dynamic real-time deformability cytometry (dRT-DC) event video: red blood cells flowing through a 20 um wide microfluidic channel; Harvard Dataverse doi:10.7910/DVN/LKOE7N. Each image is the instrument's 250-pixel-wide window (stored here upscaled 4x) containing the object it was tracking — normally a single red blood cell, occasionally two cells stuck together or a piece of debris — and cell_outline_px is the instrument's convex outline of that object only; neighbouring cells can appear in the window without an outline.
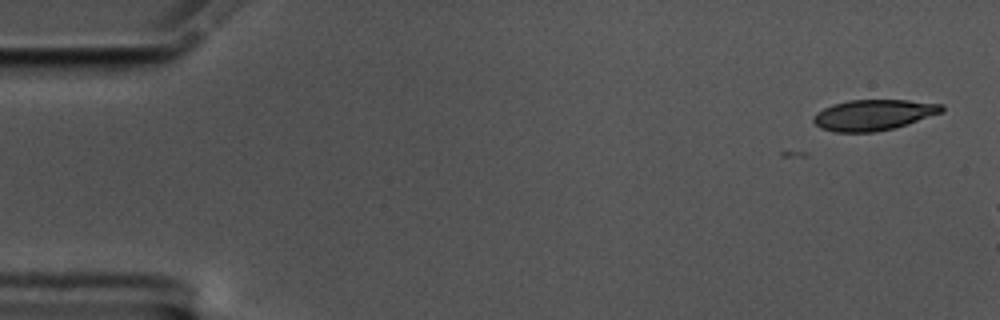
{"species": "common noctule bat (a hibernating species)", "species_latin": "Nyctalus noctula", "temperature_condition": "cold", "stored_images_in_passage": 3, "camera_frame_rate_fps": 3000, "um_per_image_px": 0.085, "animal": {"sex": "male", "body_mass_g": 17.5, "forearm_length_mm": 52.3}, "frame": {"image": 1, "passage_image": 3, "time_ms": 0.667, "image_size_px": [1000, 320], "cell_outline_px": [[944, 112], [892, 128], [876, 132], [836, 132], [820, 128], [812, 120], [812, 116], [816, 112], [832, 104], [848, 100], [908, 100], [944, 104]], "centroid_in_image_um": [74.23, 9.76], "position_along_channel_um": 10.8, "area_um2": 23.0}}